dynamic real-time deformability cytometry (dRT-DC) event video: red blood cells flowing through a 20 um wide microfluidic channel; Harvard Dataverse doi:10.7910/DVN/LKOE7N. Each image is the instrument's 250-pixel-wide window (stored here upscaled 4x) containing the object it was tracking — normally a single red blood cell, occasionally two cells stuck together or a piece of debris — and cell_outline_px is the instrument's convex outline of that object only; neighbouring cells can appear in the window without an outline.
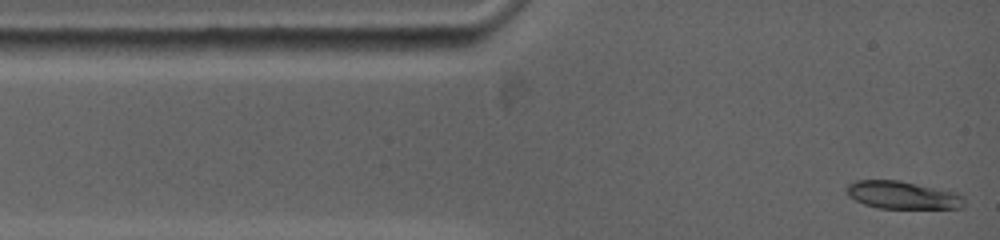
{"species": "common noctule bat (a hibernating species)", "species_latin": "Nyctalus noctula", "temperature_condition": "warm", "stored_images_in_passage": 46, "camera_frame_rate_fps": 5000, "um_per_image_px": 0.085, "animal": {"sex": "female", "body_mass_g": 19.0, "forearm_length_mm": 53.3}, "frame": {"image": 1, "passage_image": 1, "time_ms": 0.0, "image_size_px": [1000, 240], "cell_outline_px": [[964, 208], [876, 208], [864, 204], [848, 196], [848, 184], [856, 180], [900, 180], [956, 192], [964, 196]], "centroid_in_image_um": [76.74, 16.58], "position_along_channel_um": 8.3, "area_um2": 19.02}}
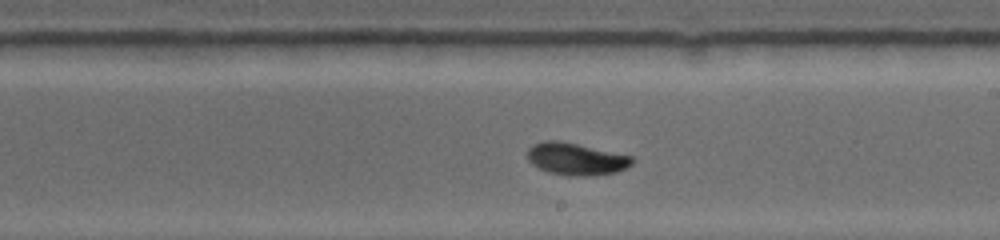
{"frame": {"image": 2, "passage_image": 27, "time_ms": 5.2, "image_size_px": [1000, 240], "cell_outline_px": [[632, 164], [616, 172], [592, 176], [572, 176], [548, 172], [532, 164], [528, 160], [528, 148], [536, 144], [548, 140], [556, 140], [576, 144], [632, 156]], "centroid_in_image_um": [48.96, 13.53], "position_along_channel_um": 240.0, "area_um2": 19.25}}
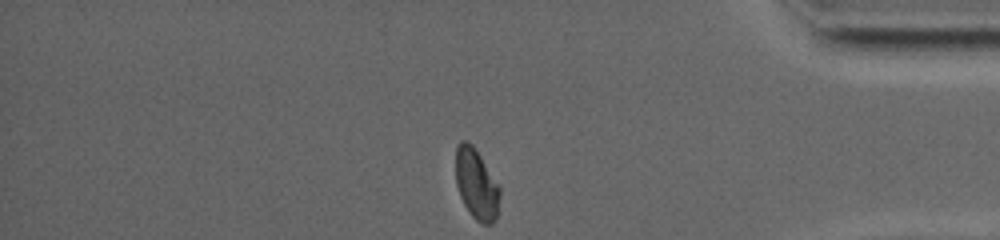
{"frame": {"image": 3, "passage_image": 46, "time_ms": 9.0, "image_size_px": [1000, 240], "cell_outline_px": [[500, 196], [496, 220], [492, 224], [484, 224], [476, 220], [472, 216], [464, 204], [460, 196], [456, 184], [456, 148], [460, 140], [468, 140], [472, 144], [480, 156], [500, 188]], "centroid_in_image_um": [40.49, 15.66], "position_along_channel_um": 394.7, "area_um2": 18.03}}